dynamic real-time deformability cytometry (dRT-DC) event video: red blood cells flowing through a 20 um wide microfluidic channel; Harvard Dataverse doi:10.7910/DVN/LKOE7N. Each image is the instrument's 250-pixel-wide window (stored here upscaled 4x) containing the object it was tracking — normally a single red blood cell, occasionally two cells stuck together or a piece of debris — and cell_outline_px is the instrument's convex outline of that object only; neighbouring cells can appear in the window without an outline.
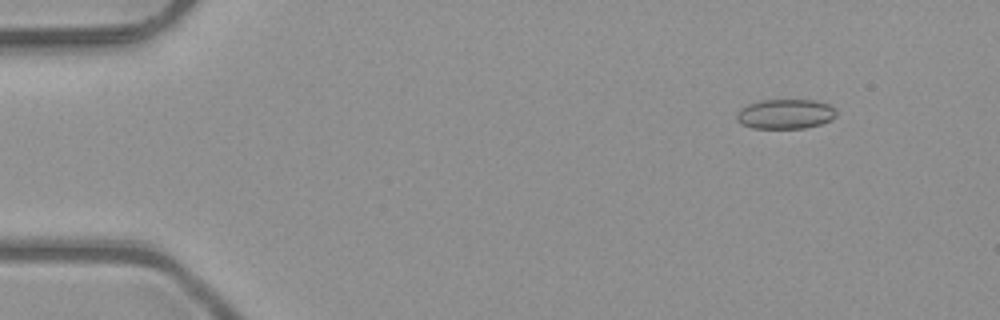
{"species": "common noctule bat (a hibernating species)", "species_latin": "Nyctalus noctula", "temperature_condition": "room temperature", "stored_images_in_passage": 5, "camera_frame_rate_fps": 3000, "um_per_image_px": 0.085, "animal": {"sex": "male", "body_mass_g": 23.1, "forearm_length_mm": 52.7}, "frame": {"image": 1, "passage_image": 2, "time_ms": 0.333, "image_size_px": [1000, 320], "cell_outline_px": [[836, 116], [832, 120], [820, 124], [804, 128], [752, 128], [740, 124], [736, 120], [736, 112], [740, 108], [748, 104], [760, 100], [816, 100], [828, 104], [836, 112]], "centroid_in_image_um": [66.71, 9.69], "position_along_channel_um": 18.3, "area_um2": 17.4}}